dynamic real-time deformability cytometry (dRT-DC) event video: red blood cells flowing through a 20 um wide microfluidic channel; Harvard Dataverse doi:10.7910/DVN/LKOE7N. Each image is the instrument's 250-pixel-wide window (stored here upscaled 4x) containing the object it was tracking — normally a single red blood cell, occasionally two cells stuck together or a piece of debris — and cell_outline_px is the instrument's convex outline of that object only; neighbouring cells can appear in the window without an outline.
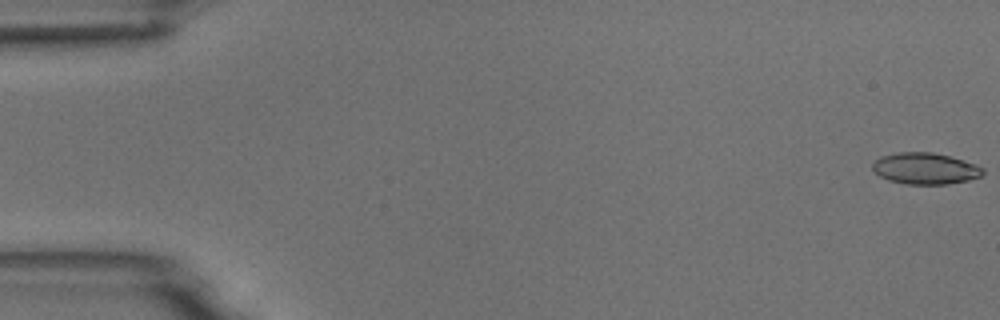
{"species": "common noctule bat (a hibernating species)", "species_latin": "Nyctalus noctula", "temperature_condition": "room temperature", "stored_images_in_passage": 9, "camera_frame_rate_fps": 3000, "um_per_image_px": 0.085, "animal": {"sex": "male", "body_mass_g": 18.8}, "frame": {"image": 1, "passage_image": 1, "time_ms": 0.0, "image_size_px": [1000, 320], "cell_outline_px": [[984, 172], [980, 176], [968, 180], [948, 184], [904, 184], [888, 180], [880, 176], [872, 168], [872, 164], [880, 156], [900, 152], [932, 152], [948, 156], [976, 164], [984, 168]], "centroid_in_image_um": [78.64, 14.32], "position_along_channel_um": 6.4, "area_um2": 20.11}}